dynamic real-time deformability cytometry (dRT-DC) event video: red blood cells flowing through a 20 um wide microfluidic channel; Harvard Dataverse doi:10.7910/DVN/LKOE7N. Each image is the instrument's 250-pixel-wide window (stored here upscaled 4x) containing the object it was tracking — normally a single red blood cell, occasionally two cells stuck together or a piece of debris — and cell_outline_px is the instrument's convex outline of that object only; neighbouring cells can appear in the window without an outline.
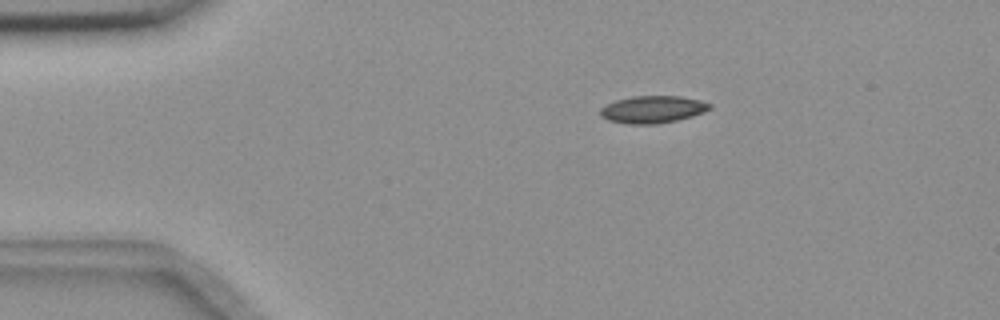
{"species": "common noctule bat (a hibernating species)", "species_latin": "Nyctalus noctula", "temperature_condition": "room temperature", "stored_images_in_passage": 46, "camera_frame_rate_fps": 3000, "um_per_image_px": 0.085, "animal": {"sex": "female", "body_mass_g": 18.4}, "frame": {"image": 1, "passage_image": 1, "time_ms": 0.0, "image_size_px": [1000, 320], "cell_outline_px": [[712, 108], [704, 112], [692, 116], [676, 120], [656, 124], [628, 124], [608, 120], [600, 116], [600, 108], [616, 100], [632, 96], [680, 96], [700, 100], [712, 104]], "centroid_in_image_um": [55.49, 9.3], "position_along_channel_um": 29.5, "area_um2": 17.4}}
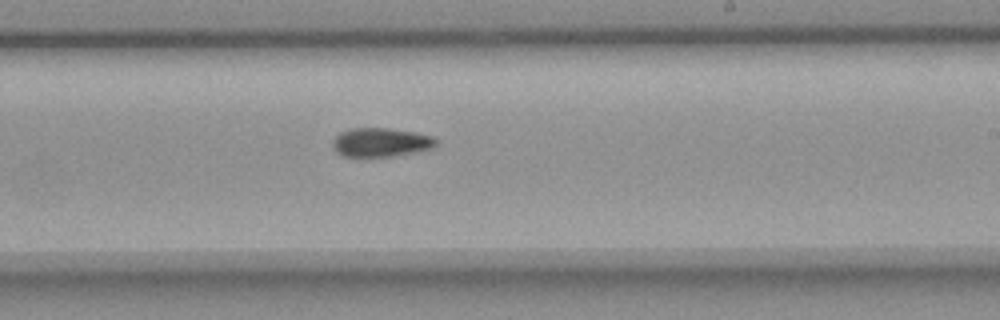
{"frame": {"image": 2, "passage_image": 24, "time_ms": 7.667, "image_size_px": [1000, 320], "cell_outline_px": [[436, 144], [432, 148], [416, 152], [392, 156], [344, 156], [336, 152], [332, 148], [332, 140], [340, 132], [348, 128], [388, 128], [416, 132], [432, 136], [436, 140]], "centroid_in_image_um": [32.34, 12.09], "position_along_channel_um": 256.7, "area_um2": 17.46}}
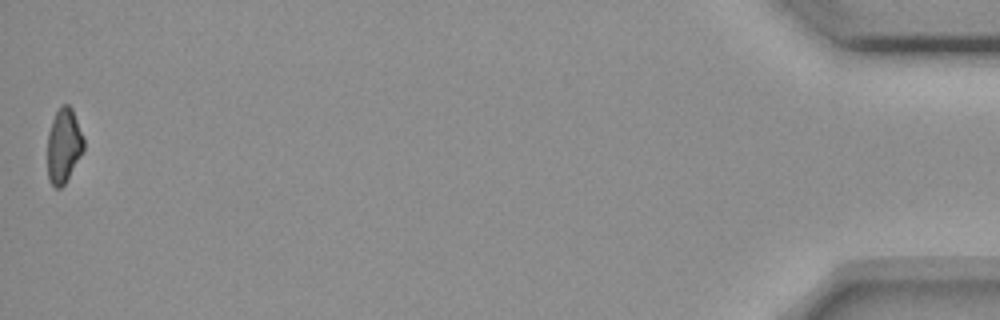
{"frame": {"image": 3, "passage_image": 46, "time_ms": 15.0, "image_size_px": [1000, 320], "cell_outline_px": [[84, 148], [80, 156], [64, 184], [60, 188], [52, 188], [48, 180], [48, 132], [52, 120], [60, 104], [68, 104], [72, 108], [84, 140]], "centroid_in_image_um": [5.39, 12.38], "position_along_channel_um": 429.8, "area_um2": 15.66}, "authors_computed_cell_mechanics": {"area_um2": 17.3111, "velocity_mm_per_s": 3.6619, "shape_relaxation_time_tau1_ms": 8.8599, "shape_relaxation_time_tau2_ms": null, "deformation_change_tau1": 0.1411, "deformation_change_tau2": null}}